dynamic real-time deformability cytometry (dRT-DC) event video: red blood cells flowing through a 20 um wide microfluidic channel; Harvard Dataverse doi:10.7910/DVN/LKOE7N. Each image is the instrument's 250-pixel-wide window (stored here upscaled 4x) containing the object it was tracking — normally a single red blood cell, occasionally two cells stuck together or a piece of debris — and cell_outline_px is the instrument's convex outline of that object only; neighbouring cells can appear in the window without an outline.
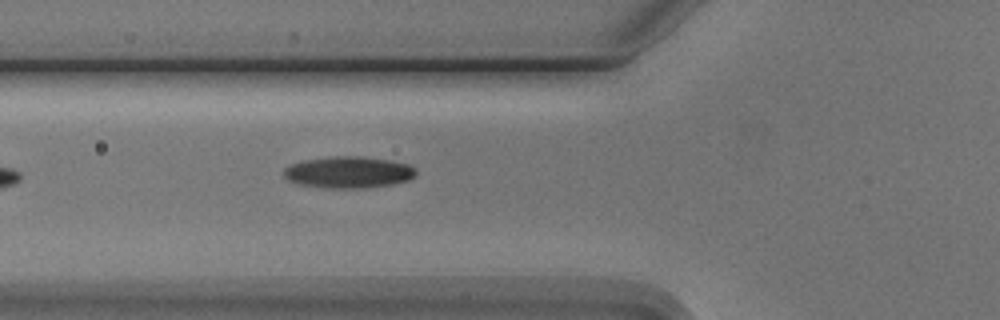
{"species": "Egyptian fruit bat (a non-hibernating species)", "species_latin": "Rousettus aegyptiacus", "temperature_condition": "cold", "stored_images_in_passage": 2, "camera_frame_rate_fps": 3000, "um_per_image_px": 0.085, "animal": {"sex": "male"}, "frame": {"image": 1, "passage_image": 2, "time_ms": 1.333, "image_size_px": [1000, 320], "cell_outline_px": [[416, 176], [408, 180], [392, 184], [364, 188], [328, 188], [300, 184], [288, 180], [284, 176], [284, 168], [292, 164], [304, 160], [336, 156], [360, 156], [388, 160], [408, 164], [416, 168]], "centroid_in_image_um": [29.64, 14.64], "position_along_channel_um": 96.2, "area_um2": 24.22}}